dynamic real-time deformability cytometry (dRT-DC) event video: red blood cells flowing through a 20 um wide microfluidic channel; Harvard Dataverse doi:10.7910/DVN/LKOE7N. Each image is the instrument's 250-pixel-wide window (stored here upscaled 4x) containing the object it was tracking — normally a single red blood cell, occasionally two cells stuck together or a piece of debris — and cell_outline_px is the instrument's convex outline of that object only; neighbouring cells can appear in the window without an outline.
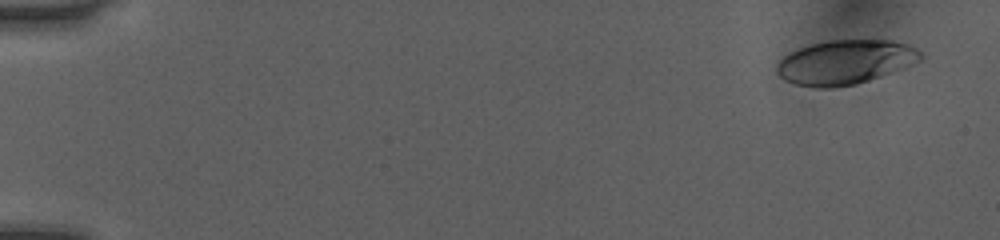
{"species": "human", "species_latin": "Homo sapiens", "temperature_condition": "room temperature", "stored_images_in_passage": 15, "camera_frame_rate_fps": 3000, "um_per_image_px": 0.085, "donor": {"sex": "female"}, "frame": {"image": 1, "passage_image": 1, "time_ms": 0.0, "image_size_px": [1000, 240], "cell_outline_px": [[924, 56], [920, 60], [904, 68], [856, 84], [832, 88], [816, 88], [796, 84], [784, 80], [776, 72], [776, 64], [784, 56], [800, 48], [812, 44], [828, 40], [892, 40], [908, 44], [924, 52]], "centroid_in_image_um": [71.86, 5.28], "position_along_channel_um": 13.1, "area_um2": 37.22}}
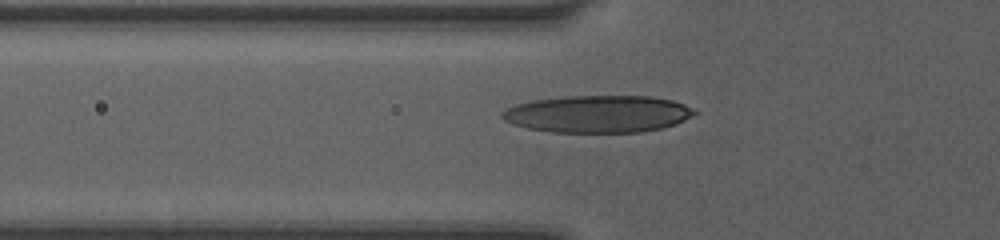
{"frame": {"image": 2, "passage_image": 8, "time_ms": 2.333, "image_size_px": [1000, 240], "cell_outline_px": [[700, 112], [676, 124], [660, 128], [640, 132], [548, 132], [528, 128], [512, 124], [504, 120], [500, 116], [500, 112], [516, 104], [532, 100], [568, 96], [652, 96], [672, 100], [696, 108]], "centroid_in_image_um": [50.84, 9.68], "position_along_channel_um": 75.0, "area_um2": 41.96}}
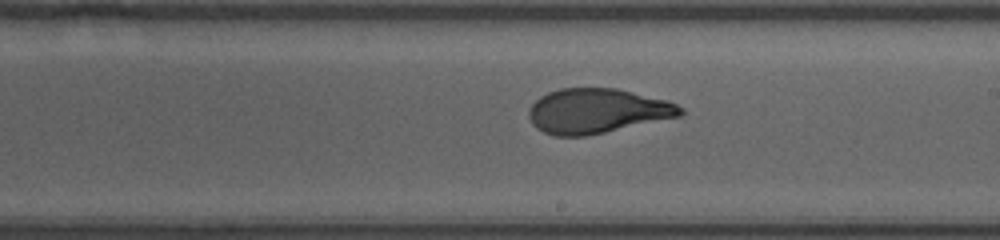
{"frame": {"image": 3, "passage_image": 15, "time_ms": 4.667, "image_size_px": [1000, 240], "cell_outline_px": [[684, 112], [680, 116], [604, 132], [584, 136], [556, 136], [544, 132], [536, 128], [532, 124], [528, 116], [528, 112], [532, 104], [540, 96], [548, 92], [560, 88], [616, 88], [668, 100], [684, 108]], "centroid_in_image_um": [50.74, 9.42], "position_along_channel_um": 238.3, "area_um2": 39.42}}